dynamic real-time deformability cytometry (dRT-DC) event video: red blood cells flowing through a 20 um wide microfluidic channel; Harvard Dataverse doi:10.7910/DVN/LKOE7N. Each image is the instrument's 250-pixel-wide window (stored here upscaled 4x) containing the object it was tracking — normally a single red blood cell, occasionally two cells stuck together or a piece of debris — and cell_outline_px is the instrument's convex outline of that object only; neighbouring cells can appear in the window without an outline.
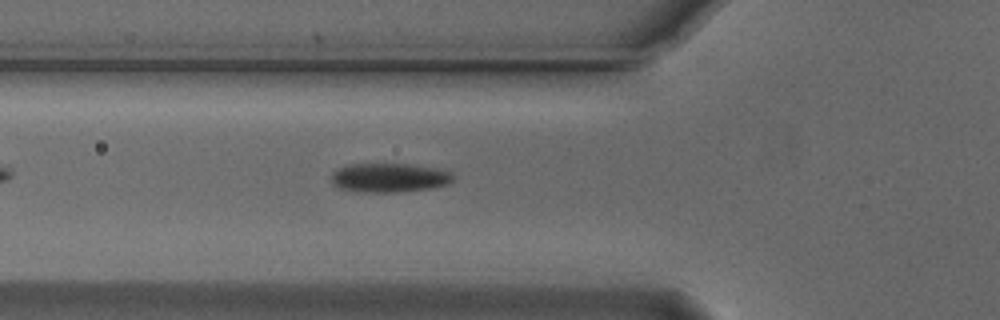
{"species": "Egyptian fruit bat (a non-hibernating species)", "species_latin": "Rousettus aegyptiacus", "temperature_condition": "cold", "stored_images_in_passage": 38, "camera_frame_rate_fps": 3000, "um_per_image_px": 0.085, "animal": {"sex": "male"}, "frame": {"image": 1, "passage_image": 8, "time_ms": 2.333, "image_size_px": [1000, 320], "cell_outline_px": [[452, 180], [448, 184], [428, 188], [396, 192], [364, 192], [340, 188], [332, 184], [332, 172], [348, 164], [408, 164], [436, 168], [452, 172]], "centroid_in_image_um": [33.07, 15.1], "position_along_channel_um": 92.7, "area_um2": 20.4}}
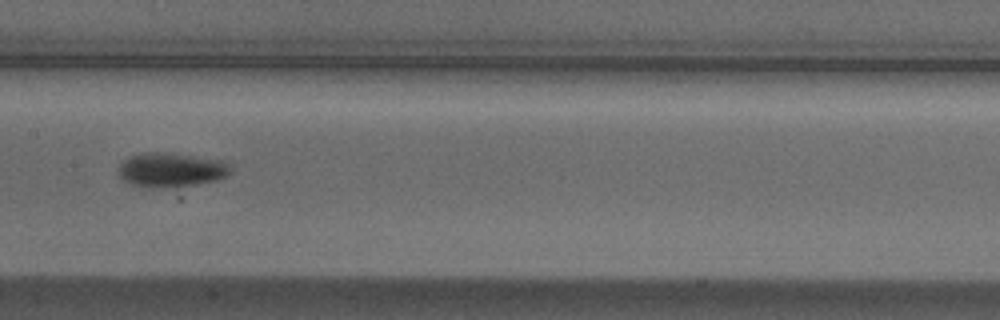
{"frame": {"image": 2, "passage_image": 16, "time_ms": 5.0, "image_size_px": [1000, 320], "cell_outline_px": [[232, 172], [228, 176], [216, 180], [196, 184], [164, 188], [152, 188], [132, 184], [124, 180], [120, 176], [120, 164], [124, 160], [132, 156], [144, 152], [164, 152], [228, 160], [232, 168]], "centroid_in_image_um": [14.64, 14.43], "position_along_channel_um": 192.8, "area_um2": 22.6}}
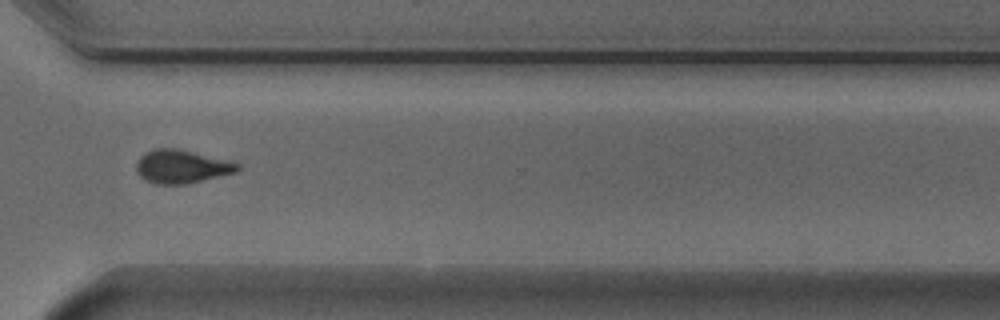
{"frame": {"image": 3, "passage_image": 29, "time_ms": 9.333, "image_size_px": [1000, 320], "cell_outline_px": [[240, 168], [236, 172], [184, 184], [156, 184], [140, 176], [136, 172], [136, 164], [140, 156], [156, 148], [176, 148], [240, 164]], "centroid_in_image_um": [15.4, 14.16], "position_along_channel_um": 355.2, "area_um2": 19.13}, "authors_computed_cell_mechanics": {"area_um2": 20.6635, "velocity_mm_per_s": 3.7545, "shape_relaxation_time_tau1_ms": 3.4292, "shape_relaxation_time_tau2_ms": null, "deformation_change_tau1": 0.1092, "deformation_change_tau2": null}}